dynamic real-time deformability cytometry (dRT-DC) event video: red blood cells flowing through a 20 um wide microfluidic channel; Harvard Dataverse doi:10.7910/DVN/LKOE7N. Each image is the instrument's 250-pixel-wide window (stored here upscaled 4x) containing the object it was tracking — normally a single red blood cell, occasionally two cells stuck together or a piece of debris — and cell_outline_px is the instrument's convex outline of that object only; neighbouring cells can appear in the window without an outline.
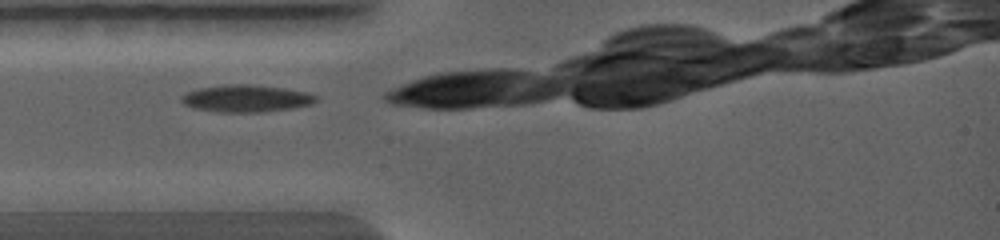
{"species": "common noctule bat (a hibernating species)", "species_latin": "Nyctalus noctula", "temperature_condition": "warm", "stored_images_in_passage": 38, "camera_frame_rate_fps": 5000, "um_per_image_px": 0.085, "animal": {"sex": "female", "body_mass_g": 19.0, "forearm_length_mm": 56.7}, "frame": {"image": 1, "passage_image": 1, "time_ms": 0.0, "image_size_px": [1000, 240], "cell_outline_px": [[316, 100], [312, 104], [292, 108], [260, 112], [216, 112], [192, 108], [184, 104], [180, 100], [180, 96], [188, 92], [200, 88], [224, 84], [248, 84], [284, 88], [308, 92], [316, 96]], "centroid_in_image_um": [20.89, 8.37], "position_along_channel_um": 64.1, "area_um2": 21.33}}
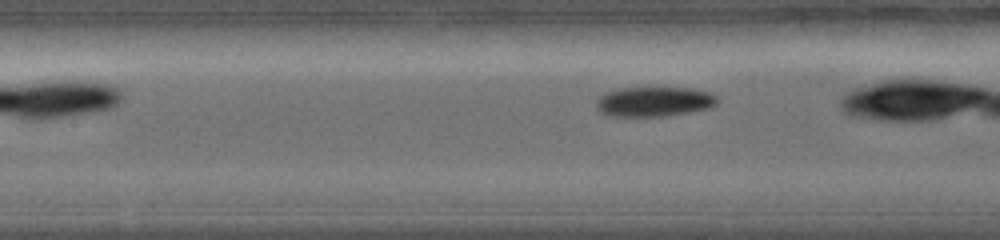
{"frame": {"image": 2, "passage_image": 11, "time_ms": 1.6, "image_size_px": [1000, 240], "cell_outline_px": [[716, 104], [708, 108], [668, 116], [612, 116], [600, 112], [596, 108], [596, 100], [604, 92], [620, 88], [648, 84], [692, 88], [708, 92], [716, 96]], "centroid_in_image_um": [55.55, 8.58], "position_along_channel_um": 151.8, "area_um2": 21.96}}
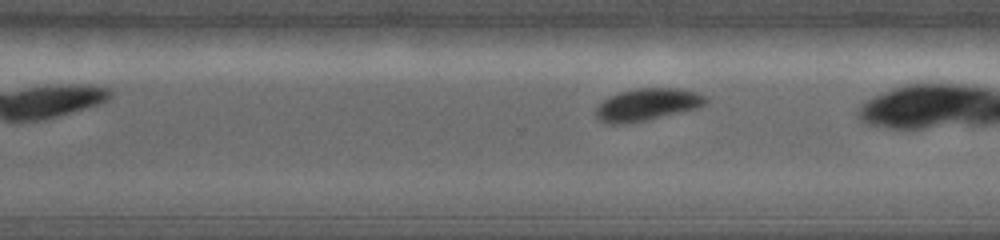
{"frame": {"image": 3, "passage_image": 31, "time_ms": 4.6, "image_size_px": [1000, 240], "cell_outline_px": [[708, 100], [704, 104], [696, 108], [628, 124], [604, 124], [596, 120], [596, 108], [608, 96], [620, 92], [636, 88], [680, 88], [696, 92], [708, 96]], "centroid_in_image_um": [54.97, 8.89], "position_along_channel_um": 315.6, "area_um2": 20.69}}